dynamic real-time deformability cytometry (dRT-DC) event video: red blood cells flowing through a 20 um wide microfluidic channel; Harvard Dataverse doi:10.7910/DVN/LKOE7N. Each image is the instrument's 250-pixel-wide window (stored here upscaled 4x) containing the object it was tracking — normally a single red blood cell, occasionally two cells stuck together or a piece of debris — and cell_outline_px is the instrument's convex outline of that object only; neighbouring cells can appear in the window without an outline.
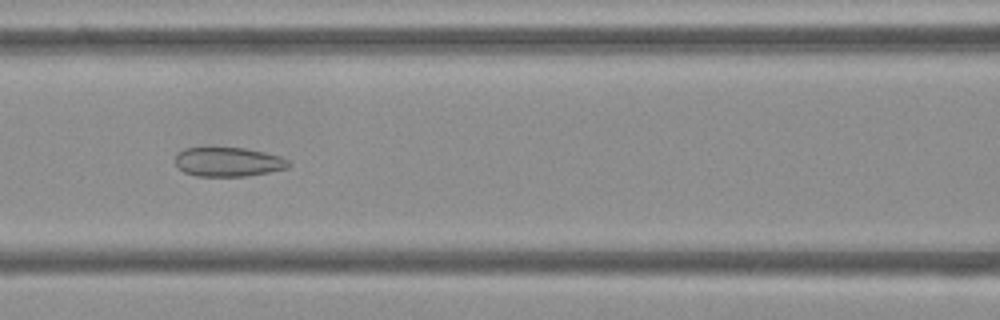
{"species": "Egyptian fruit bat (a non-hibernating species)", "species_latin": "Rousettus aegyptiacus", "temperature_condition": "cold", "stored_images_in_passage": 30, "camera_frame_rate_fps": 3000, "um_per_image_px": 0.085, "frame": {"image": 1, "passage_image": 10, "time_ms": 3.0, "image_size_px": [1000, 320], "cell_outline_px": [[292, 164], [288, 168], [268, 172], [244, 176], [196, 176], [184, 172], [176, 168], [176, 152], [184, 148], [244, 148], [264, 152], [280, 156], [288, 160]], "centroid_in_image_um": [19.38, 13.76], "position_along_channel_um": 147.2, "area_um2": 19.36}}
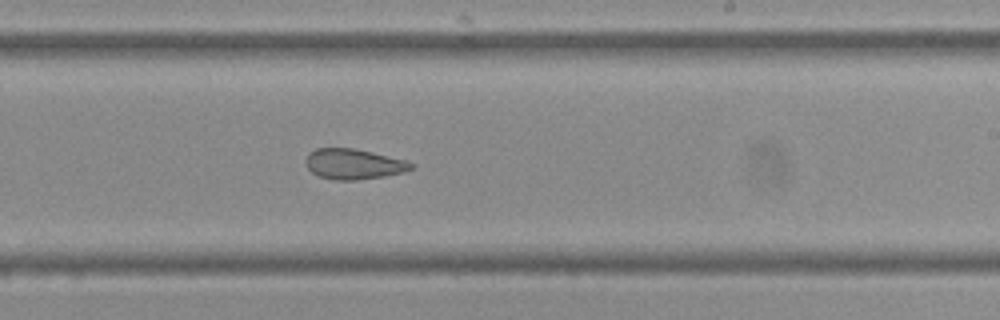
{"frame": {"image": 2, "passage_image": 19, "time_ms": 6.0, "image_size_px": [1000, 320], "cell_outline_px": [[416, 164], [412, 168], [404, 172], [384, 176], [356, 180], [336, 180], [320, 176], [312, 172], [308, 168], [304, 160], [308, 152], [316, 148], [352, 148], [404, 160]], "centroid_in_image_um": [30.02, 13.94], "position_along_channel_um": 259.0, "area_um2": 18.5}}
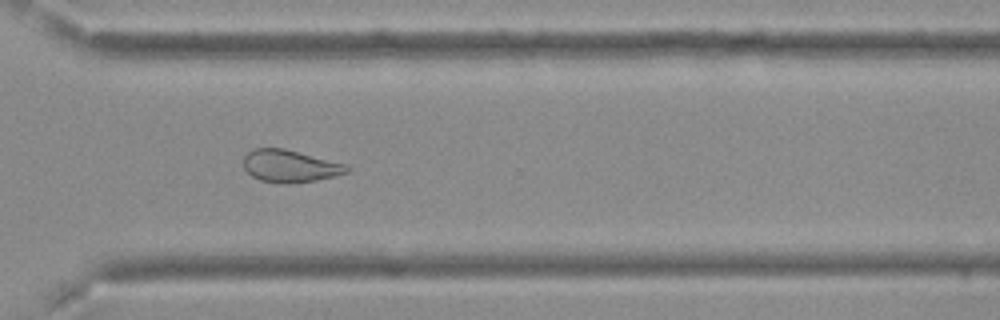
{"frame": {"image": 3, "passage_image": 26, "time_ms": 8.333, "image_size_px": [1000, 320], "cell_outline_px": [[352, 168], [348, 172], [336, 176], [316, 180], [292, 184], [280, 184], [260, 180], [252, 176], [244, 168], [244, 156], [252, 148], [284, 148], [348, 164]], "centroid_in_image_um": [24.68, 14.12], "position_along_channel_um": 345.9, "area_um2": 19.83}, "authors_computed_cell_mechanics": {"area_um2": 19.3052, "velocity_mm_per_s": 3.7304, "shape_relaxation_time_tau1_ms": null, "shape_relaxation_time_tau2_ms": 2.6309, "deformation_change_tau1": null, "deformation_change_tau2": 0.1009}}